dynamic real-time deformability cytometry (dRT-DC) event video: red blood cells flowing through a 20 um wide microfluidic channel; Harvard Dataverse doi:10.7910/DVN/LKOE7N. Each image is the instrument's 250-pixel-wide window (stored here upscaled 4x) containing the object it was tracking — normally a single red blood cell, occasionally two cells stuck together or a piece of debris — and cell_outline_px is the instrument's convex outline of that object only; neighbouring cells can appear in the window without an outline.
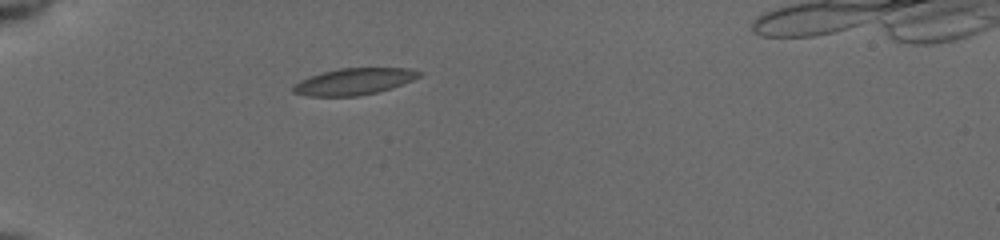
{"species": "common noctule bat (a hibernating species)", "species_latin": "Nyctalus noctula", "temperature_condition": "cold", "stored_images_in_passage": 37, "camera_frame_rate_fps": 3000, "um_per_image_px": 0.085, "animal": {"sex": "female", "body_mass_g": 19.5, "forearm_length_mm": 54.1}, "frame": {"image": 1, "passage_image": 1, "time_ms": 0.0, "image_size_px": [1000, 240], "cell_outline_px": [[424, 72], [420, 76], [412, 80], [392, 88], [376, 92], [356, 96], [308, 96], [292, 92], [292, 84], [300, 80], [324, 72], [340, 68], [408, 68]], "centroid_in_image_um": [30.09, 6.93], "position_along_channel_um": 54.9, "area_um2": 19.42}}
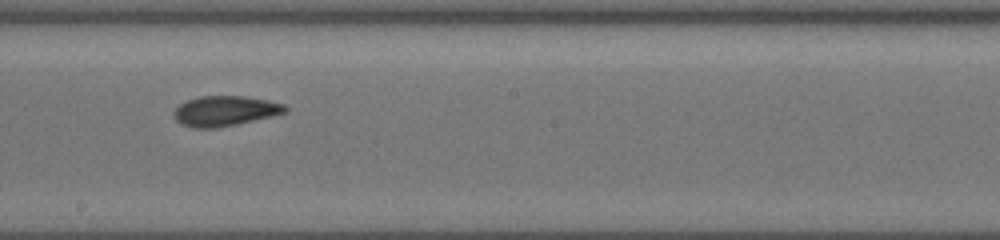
{"frame": {"image": 2, "passage_image": 16, "time_ms": 5.0, "image_size_px": [1000, 240], "cell_outline_px": [[288, 112], [272, 116], [236, 124], [216, 128], [196, 128], [180, 124], [172, 116], [172, 112], [180, 104], [188, 100], [200, 96], [244, 96], [268, 100], [284, 104], [288, 108]], "centroid_in_image_um": [19.11, 9.43], "position_along_channel_um": 229.1, "area_um2": 19.59}}
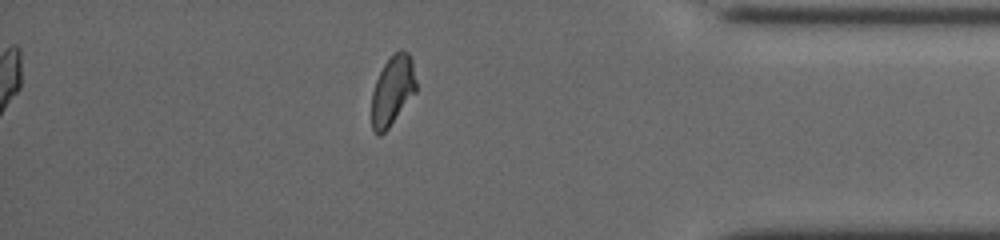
{"frame": {"image": 3, "passage_image": 31, "time_ms": 10.0, "image_size_px": [1000, 240], "cell_outline_px": [[416, 92], [388, 128], [380, 136], [376, 136], [372, 128], [372, 92], [376, 80], [384, 64], [400, 48], [408, 52], [412, 56], [416, 80]], "centroid_in_image_um": [33.38, 7.69], "position_along_channel_um": 401.8, "area_um2": 18.09}, "authors_computed_cell_mechanics": {"area_um2": 19.074, "velocity_mm_per_s": 3.9207, "shape_relaxation_time_tau1_ms": 7.7878, "shape_relaxation_time_tau2_ms": 2.2379, "deformation_change_tau1": 0.1641, "deformation_change_tau2": 0.0679}}